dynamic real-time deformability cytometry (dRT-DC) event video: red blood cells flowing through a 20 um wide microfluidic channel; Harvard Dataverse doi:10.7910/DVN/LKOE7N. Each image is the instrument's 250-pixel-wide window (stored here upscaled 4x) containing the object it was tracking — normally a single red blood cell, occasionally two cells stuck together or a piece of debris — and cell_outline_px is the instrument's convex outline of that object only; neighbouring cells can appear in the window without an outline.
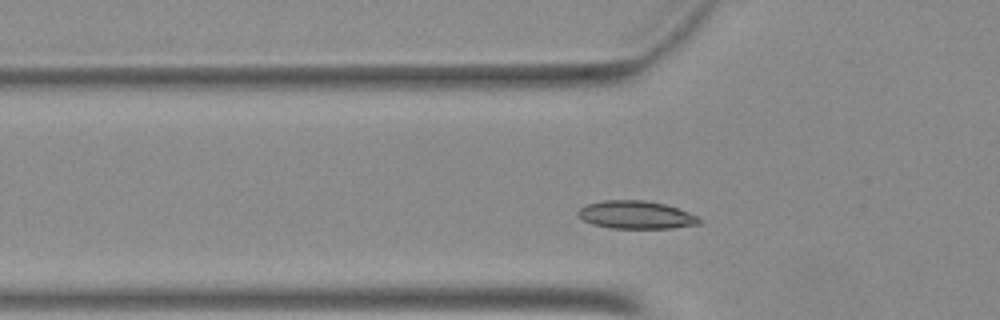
{"species": "Egyptian fruit bat (a non-hibernating species)", "species_latin": "Rousettus aegyptiacus", "temperature_condition": "warm", "stored_images_in_passage": 45, "camera_frame_rate_fps": 3000, "um_per_image_px": 0.085, "animal": {"sex": "female"}, "frame": {"image": 1, "passage_image": 10, "time_ms": 3.0, "image_size_px": [1000, 320], "cell_outline_px": [[700, 224], [672, 228], [612, 228], [592, 224], [584, 220], [576, 212], [580, 208], [588, 204], [604, 200], [644, 200], [664, 204], [688, 212], [696, 216], [700, 220]], "centroid_in_image_um": [54.05, 18.26], "position_along_channel_um": 71.8, "area_um2": 19.48}}
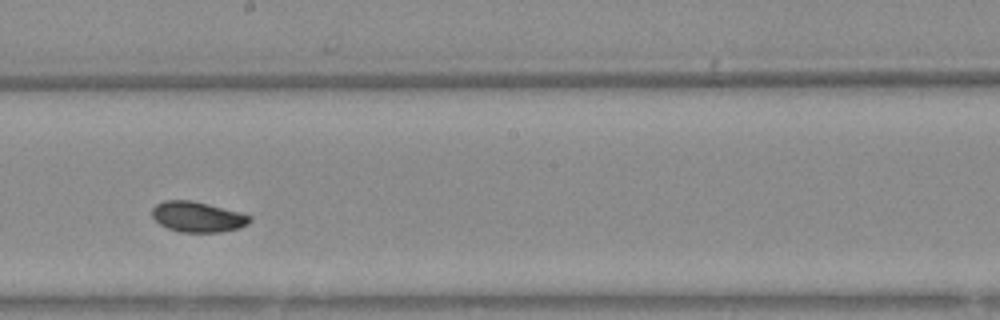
{"frame": {"image": 2, "passage_image": 22, "time_ms": 7.0, "image_size_px": [1000, 320], "cell_outline_px": [[252, 220], [248, 224], [240, 228], [220, 232], [180, 232], [168, 228], [160, 224], [152, 216], [152, 208], [156, 204], [164, 200], [192, 200], [240, 212], [252, 216]], "centroid_in_image_um": [16.81, 18.43], "position_along_channel_um": 231.4, "area_um2": 17.4}}
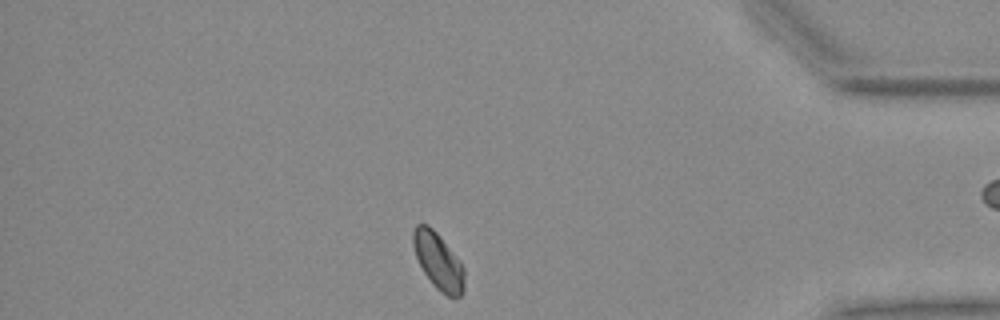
{"frame": {"image": 3, "passage_image": 37, "time_ms": 12.0, "image_size_px": [1000, 320], "cell_outline_px": [[464, 288], [460, 296], [448, 296], [440, 292], [432, 284], [424, 272], [416, 256], [412, 244], [412, 232], [416, 224], [428, 224], [436, 232], [460, 260], [464, 268]], "centroid_in_image_um": [37.24, 22.18], "position_along_channel_um": 398.0, "area_um2": 16.82}}